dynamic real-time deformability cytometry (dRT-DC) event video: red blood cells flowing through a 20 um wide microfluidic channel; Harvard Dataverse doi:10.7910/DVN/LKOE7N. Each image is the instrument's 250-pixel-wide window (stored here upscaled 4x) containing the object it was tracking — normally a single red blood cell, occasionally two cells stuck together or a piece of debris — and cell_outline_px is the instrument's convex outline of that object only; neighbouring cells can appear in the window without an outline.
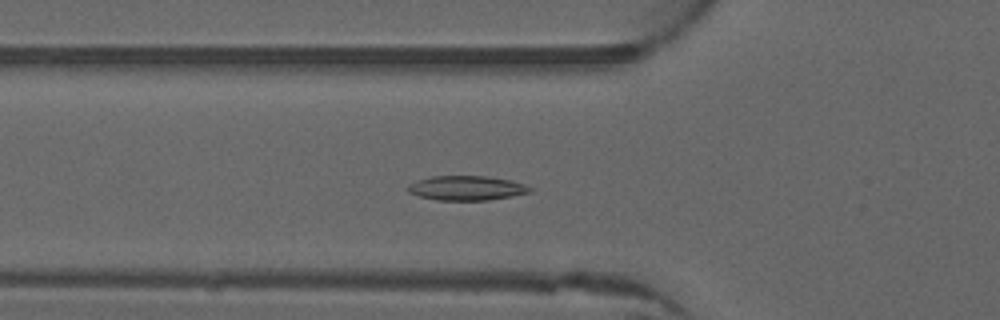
{"species": "common noctule bat (a hibernating species)", "species_latin": "Nyctalus noctula", "temperature_condition": "warm", "stored_images_in_passage": 27, "camera_frame_rate_fps": 3000, "um_per_image_px": 0.085, "animal": {"sex": "male", "forearm_length_mm": 52.5}, "frame": {"image": 1, "passage_image": 16, "time_ms": 5.0, "image_size_px": [1000, 320], "cell_outline_px": [[532, 192], [512, 196], [488, 200], [436, 200], [420, 196], [408, 192], [408, 184], [416, 180], [432, 176], [484, 176], [508, 180], [524, 184], [532, 188]], "centroid_in_image_um": [39.64, 15.98], "position_along_channel_um": 86.2, "area_um2": 17.34}}
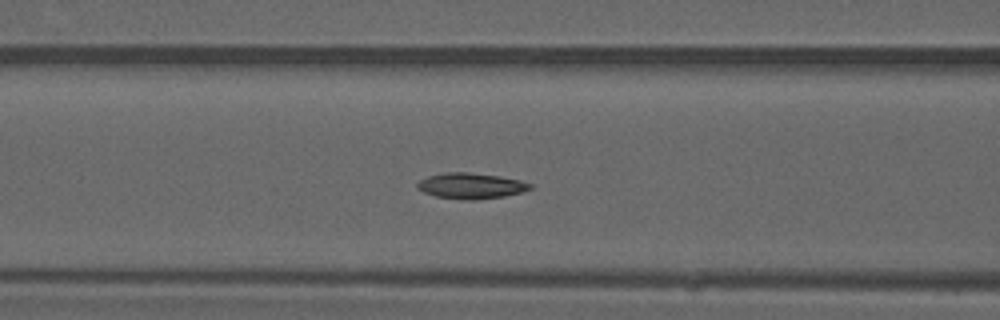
{"frame": {"image": 2, "passage_image": 19, "time_ms": 6.0, "image_size_px": [1000, 320], "cell_outline_px": [[532, 188], [520, 192], [504, 196], [476, 200], [460, 200], [436, 196], [424, 192], [416, 188], [416, 184], [420, 180], [428, 176], [444, 172], [468, 172], [500, 176], [520, 180], [532, 184]], "centroid_in_image_um": [40.0, 15.79], "position_along_channel_um": 126.6, "area_um2": 16.99}}
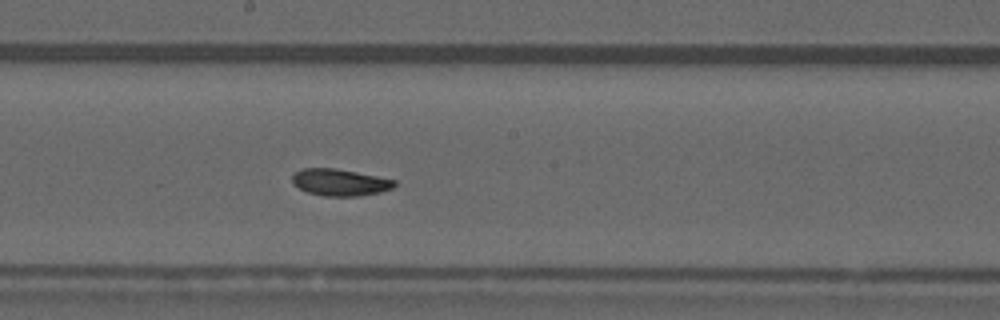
{"frame": {"image": 3, "passage_image": 26, "time_ms": 8.333, "image_size_px": [1000, 320], "cell_outline_px": [[396, 184], [392, 188], [380, 192], [360, 196], [324, 196], [308, 192], [292, 184], [292, 176], [300, 168], [332, 168], [356, 172], [396, 180]], "centroid_in_image_um": [28.88, 15.5], "position_along_channel_um": 219.3, "area_um2": 15.9}}